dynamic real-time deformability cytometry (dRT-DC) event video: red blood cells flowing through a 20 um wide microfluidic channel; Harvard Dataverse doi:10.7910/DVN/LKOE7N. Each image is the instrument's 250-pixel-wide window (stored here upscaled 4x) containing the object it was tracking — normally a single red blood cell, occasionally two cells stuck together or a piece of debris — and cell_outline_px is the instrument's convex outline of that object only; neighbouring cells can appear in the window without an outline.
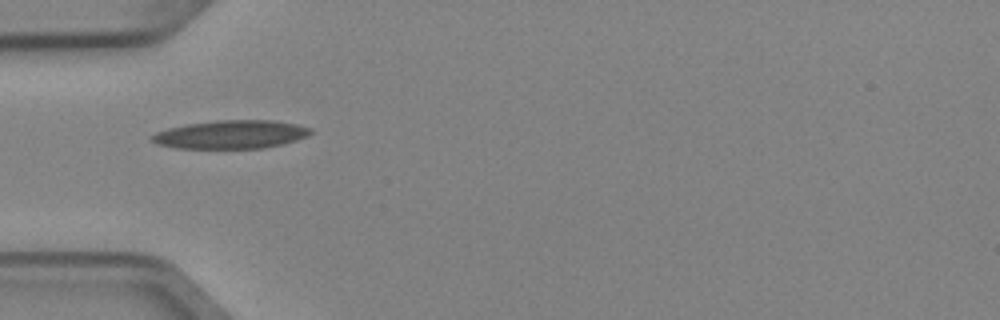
{"species": "Egyptian fruit bat (a non-hibernating species)", "species_latin": "Rousettus aegyptiacus", "temperature_condition": "cold", "stored_images_in_passage": 3, "camera_frame_rate_fps": 3000, "um_per_image_px": 0.085, "animal": {"sex": "female"}, "frame": {"image": 1, "passage_image": 1, "time_ms": 0.0, "image_size_px": [1000, 320], "cell_outline_px": [[312, 132], [308, 136], [296, 140], [264, 148], [176, 148], [156, 144], [148, 136], [156, 132], [168, 128], [188, 124], [216, 120], [272, 120], [296, 124], [312, 128]], "centroid_in_image_um": [19.61, 11.42], "position_along_channel_um": 65.4, "area_um2": 26.24}}
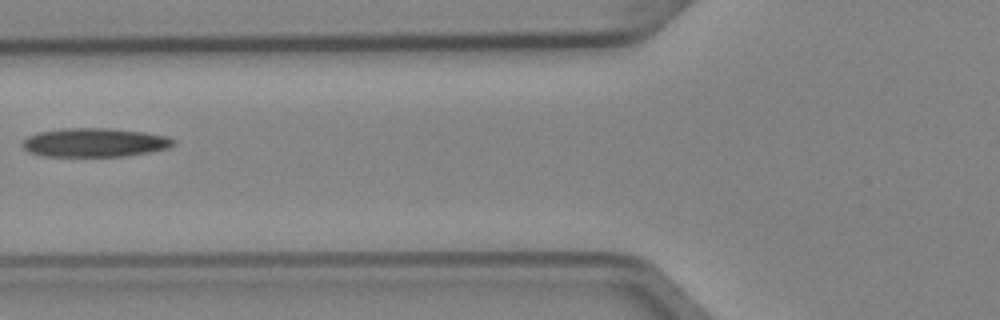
{"frame": {"image": 2, "passage_image": 2, "time_ms": 0.333, "image_size_px": [1000, 320], "cell_outline_px": [[176, 144], [168, 148], [148, 152], [124, 156], [44, 156], [28, 152], [24, 148], [24, 140], [28, 136], [40, 132], [60, 128], [108, 128], [144, 132], [168, 136], [176, 140]], "centroid_in_image_um": [8.08, 12.11], "position_along_channel_um": 117.7, "area_um2": 25.32}}
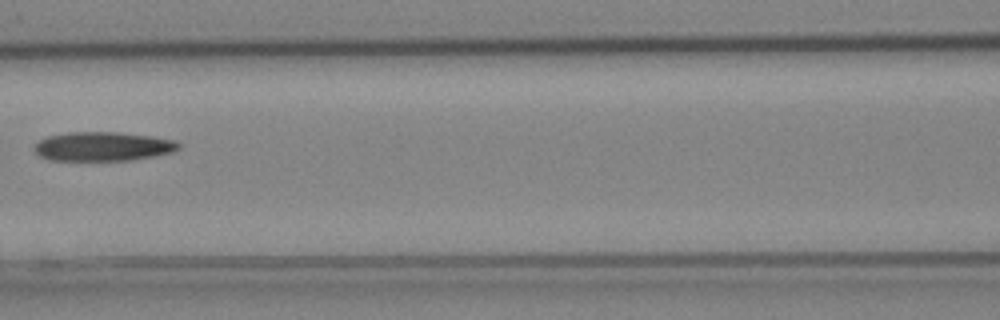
{"frame": {"image": 3, "passage_image": 3, "time_ms": 0.667, "image_size_px": [1000, 320], "cell_outline_px": [[180, 148], [172, 152], [156, 156], [128, 160], [48, 160], [40, 156], [32, 148], [40, 140], [48, 136], [68, 132], [116, 132], [152, 136], [176, 140], [180, 144]], "centroid_in_image_um": [8.76, 12.44], "position_along_channel_um": 157.8, "area_um2": 24.51}}